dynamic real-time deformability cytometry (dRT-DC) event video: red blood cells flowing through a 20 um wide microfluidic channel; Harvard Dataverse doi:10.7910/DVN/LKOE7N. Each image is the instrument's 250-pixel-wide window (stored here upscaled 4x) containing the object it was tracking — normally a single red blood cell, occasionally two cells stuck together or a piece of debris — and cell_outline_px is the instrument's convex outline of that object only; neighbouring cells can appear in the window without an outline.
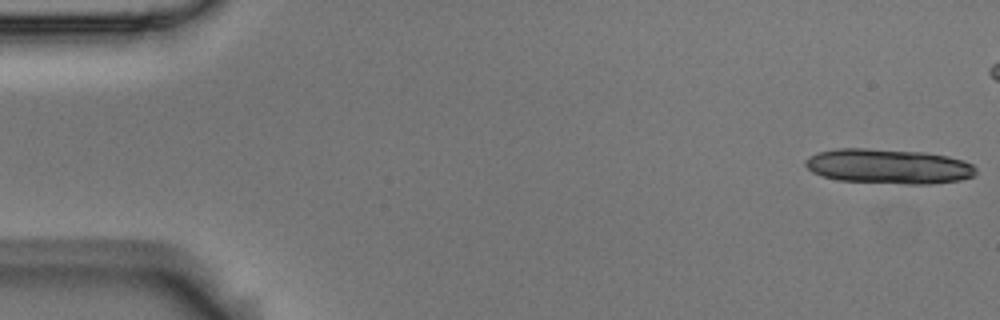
{"species": "Egyptian fruit bat (a non-hibernating species)", "species_latin": "Rousettus aegyptiacus", "temperature_condition": "room temperature", "stored_images_in_passage": 14, "camera_frame_rate_fps": 3000, "um_per_image_px": 0.085, "animal": {"sex": "male"}, "frame": {"image": 1, "passage_image": 1, "time_ms": 0.0, "image_size_px": [1000, 320], "cell_outline_px": [[976, 172], [972, 176], [960, 180], [928, 184], [904, 184], [840, 180], [824, 176], [812, 172], [804, 164], [804, 160], [808, 156], [820, 152], [836, 148], [868, 148], [924, 152], [948, 156], [964, 160], [972, 164], [976, 168]], "centroid_in_image_um": [75.52, 14.13], "position_along_channel_um": 9.5, "area_um2": 34.68}}